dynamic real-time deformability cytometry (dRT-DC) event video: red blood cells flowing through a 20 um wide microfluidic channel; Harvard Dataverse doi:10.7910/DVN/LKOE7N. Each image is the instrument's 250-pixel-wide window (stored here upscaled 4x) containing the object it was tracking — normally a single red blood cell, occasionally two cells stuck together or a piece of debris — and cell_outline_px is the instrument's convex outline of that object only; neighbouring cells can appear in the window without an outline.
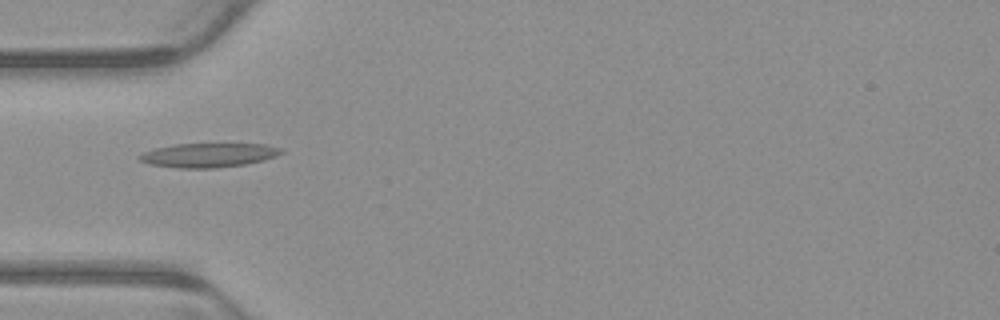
{"species": "common noctule bat (a hibernating species)", "species_latin": "Nyctalus noctula", "temperature_condition": "warm", "stored_images_in_passage": 5, "camera_frame_rate_fps": 3000, "um_per_image_px": 0.085, "animal": {"sex": "male", "body_mass_g": 23.1, "forearm_length_mm": 52.7}, "frame": {"image": 1, "passage_image": 5, "time_ms": 1.333, "image_size_px": [1000, 320], "cell_outline_px": [[284, 152], [276, 156], [264, 160], [244, 164], [216, 168], [176, 168], [148, 164], [140, 160], [136, 156], [144, 152], [156, 148], [176, 144], [264, 144], [284, 148]], "centroid_in_image_um": [17.74, 13.19], "position_along_channel_um": 67.3, "area_um2": 20.0}}